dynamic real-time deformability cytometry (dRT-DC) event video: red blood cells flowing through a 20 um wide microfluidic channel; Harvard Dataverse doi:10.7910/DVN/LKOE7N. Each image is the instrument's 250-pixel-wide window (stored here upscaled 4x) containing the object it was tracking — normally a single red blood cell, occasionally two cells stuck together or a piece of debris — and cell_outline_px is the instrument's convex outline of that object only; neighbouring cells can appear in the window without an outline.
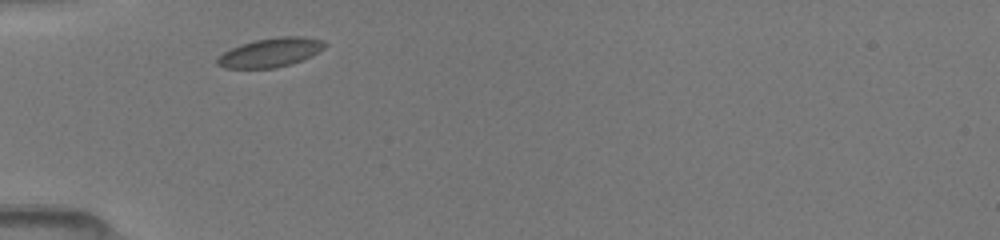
{"species": "common noctule bat (a hibernating species)", "species_latin": "Nyctalus noctula", "temperature_condition": "room temperature", "stored_images_in_passage": 4, "camera_frame_rate_fps": 3000, "um_per_image_px": 0.085, "animal": {"sex": "female", "body_mass_g": 19.5, "forearm_length_mm": 54.1}, "frame": {"image": 1, "passage_image": 1, "time_ms": 0.0, "image_size_px": [1000, 240], "cell_outline_px": [[328, 44], [324, 48], [312, 56], [292, 64], [276, 68], [224, 68], [216, 64], [216, 60], [224, 52], [240, 44], [256, 40], [280, 36], [304, 36], [324, 40]], "centroid_in_image_um": [23.04, 4.46], "position_along_channel_um": 62.0, "area_um2": 18.32}}
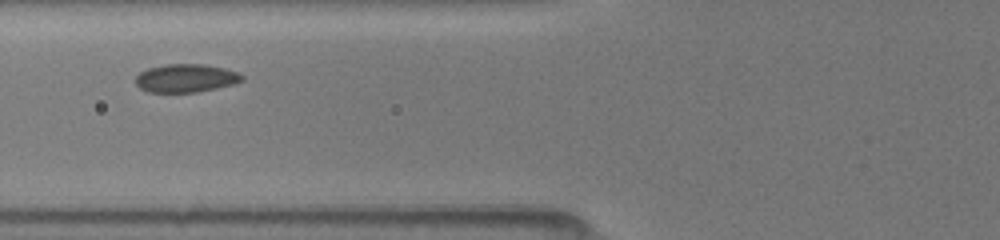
{"frame": {"image": 2, "passage_image": 3, "time_ms": 1.333, "image_size_px": [1000, 240], "cell_outline_px": [[244, 80], [236, 84], [196, 92], [148, 92], [140, 88], [136, 84], [136, 76], [140, 72], [148, 68], [164, 64], [204, 64], [224, 68], [240, 72], [244, 76]], "centroid_in_image_um": [15.84, 6.64], "position_along_channel_um": 110.0, "area_um2": 17.69}}